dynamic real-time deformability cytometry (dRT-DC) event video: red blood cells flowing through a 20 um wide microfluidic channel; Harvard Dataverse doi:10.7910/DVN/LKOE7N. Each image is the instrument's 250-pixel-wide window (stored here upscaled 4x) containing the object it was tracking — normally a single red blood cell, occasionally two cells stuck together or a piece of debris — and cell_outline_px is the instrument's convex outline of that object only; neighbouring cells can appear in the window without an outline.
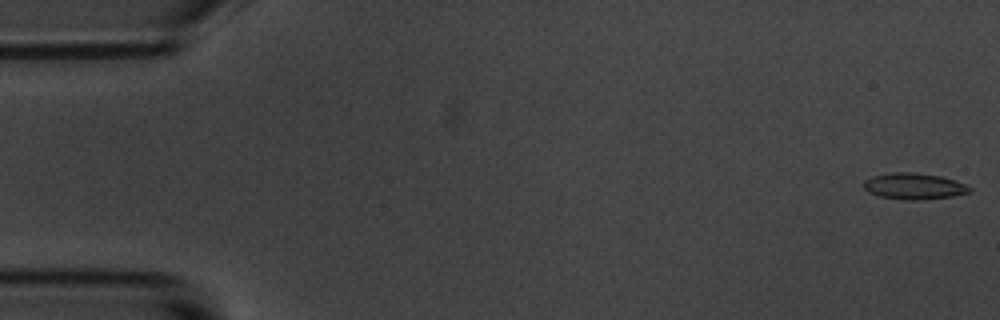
{"species": "common noctule bat (a hibernating species)", "species_latin": "Nyctalus noctula", "temperature_condition": "room temperature", "stored_images_in_passage": 5, "camera_frame_rate_fps": 3000, "um_per_image_px": 0.085, "animal": {"sex": "male", "body_mass_g": 20.1, "forearm_length_mm": 53.5}, "frame": {"image": 1, "passage_image": 1, "time_ms": 0.0, "image_size_px": [1000, 320], "cell_outline_px": [[972, 192], [952, 196], [920, 200], [908, 200], [880, 196], [868, 192], [864, 188], [864, 180], [872, 176], [892, 172], [912, 172], [940, 176], [964, 184], [972, 188]], "centroid_in_image_um": [77.68, 15.83], "position_along_channel_um": 7.3, "area_um2": 16.07}}